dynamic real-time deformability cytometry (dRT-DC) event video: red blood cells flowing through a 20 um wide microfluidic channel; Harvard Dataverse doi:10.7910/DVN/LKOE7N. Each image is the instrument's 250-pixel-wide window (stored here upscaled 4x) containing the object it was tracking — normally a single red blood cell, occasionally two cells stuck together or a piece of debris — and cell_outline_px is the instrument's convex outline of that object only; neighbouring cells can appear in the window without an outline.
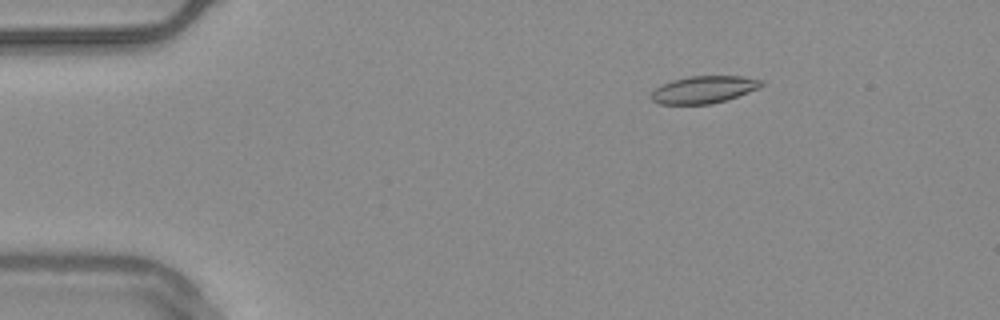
{"species": "common noctule bat (a hibernating species)", "species_latin": "Nyctalus noctula", "temperature_condition": "warm", "stored_images_in_passage": 55, "camera_frame_rate_fps": 3000, "um_per_image_px": 0.085, "animal": {"sex": "male", "body_mass_g": 20.4}, "frame": {"image": 1, "passage_image": 9, "time_ms": 2.667, "image_size_px": [1000, 320], "cell_outline_px": [[764, 84], [760, 88], [728, 100], [712, 104], [660, 104], [652, 100], [648, 96], [660, 84], [672, 80], [688, 76], [744, 76], [764, 80]], "centroid_in_image_um": [59.84, 7.61], "position_along_channel_um": 25.2, "area_um2": 17.86}}
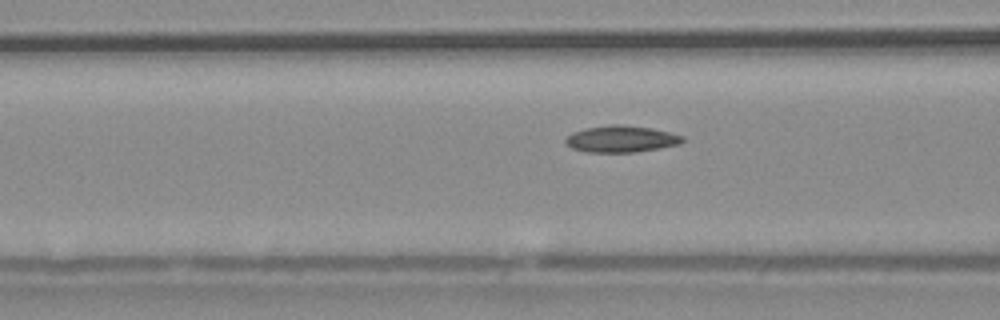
{"frame": {"image": 2, "passage_image": 22, "time_ms": 7.0, "image_size_px": [1000, 320], "cell_outline_px": [[684, 140], [680, 144], [660, 148], [636, 152], [584, 152], [572, 148], [564, 144], [564, 140], [572, 132], [584, 128], [608, 124], [620, 124], [652, 128], [684, 136]], "centroid_in_image_um": [52.77, 11.81], "position_along_channel_um": 113.8, "area_um2": 18.38}}
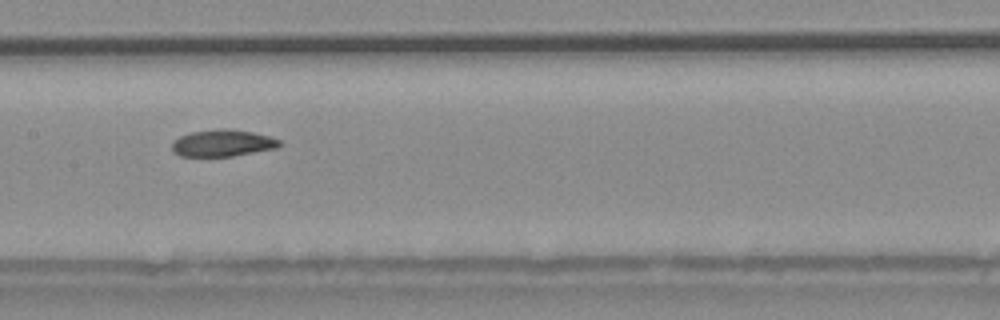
{"frame": {"image": 3, "passage_image": 28, "time_ms": 9.0, "image_size_px": [1000, 320], "cell_outline_px": [[284, 144], [276, 148], [232, 156], [180, 156], [172, 152], [172, 140], [180, 136], [192, 132], [220, 128], [228, 128], [252, 132], [268, 136], [280, 140]], "centroid_in_image_um": [18.91, 12.16], "position_along_channel_um": 188.5, "area_um2": 16.88}, "authors_computed_cell_mechanics": {"area_um2": 17.4556, "velocity_mm_per_s": 3.7316, "shape_relaxation_time_tau1_ms": null, "shape_relaxation_time_tau2_ms": 4.3396, "deformation_change_tau1": null, "deformation_change_tau2": 0.0872}}